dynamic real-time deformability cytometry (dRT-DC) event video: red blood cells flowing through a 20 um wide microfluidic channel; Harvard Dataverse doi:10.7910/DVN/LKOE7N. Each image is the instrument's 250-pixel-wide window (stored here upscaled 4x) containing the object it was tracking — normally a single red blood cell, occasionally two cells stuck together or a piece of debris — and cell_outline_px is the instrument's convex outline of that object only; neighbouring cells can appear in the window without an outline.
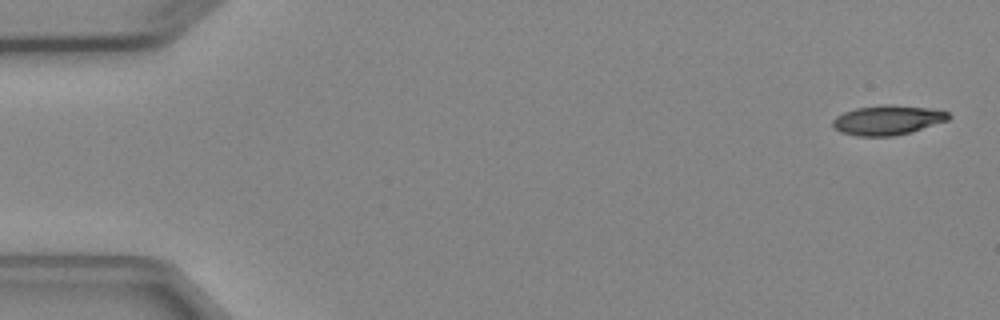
{"species": "Egyptian fruit bat (a non-hibernating species)", "species_latin": "Rousettus aegyptiacus", "temperature_condition": "cold", "stored_images_in_passage": 7, "camera_frame_rate_fps": 3000, "um_per_image_px": 0.085, "animal": {"sex": "female"}, "frame": {"image": 1, "passage_image": 1, "time_ms": 0.0, "image_size_px": [1000, 320], "cell_outline_px": [[952, 116], [948, 120], [912, 132], [892, 136], [856, 136], [840, 132], [832, 128], [832, 120], [836, 116], [844, 112], [856, 108], [880, 104], [892, 104], [932, 108], [948, 112]], "centroid_in_image_um": [75.43, 10.2], "position_along_channel_um": 9.6, "area_um2": 20.35}}
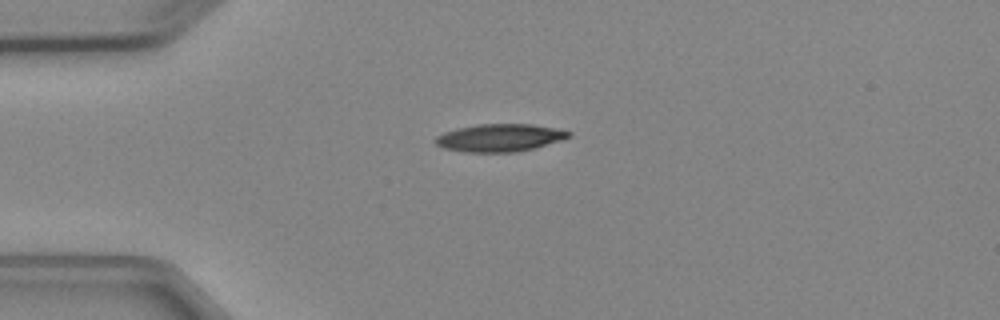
{"frame": {"image": 2, "passage_image": 4, "time_ms": 3.667, "image_size_px": [1000, 320], "cell_outline_px": [[572, 136], [560, 140], [532, 148], [516, 152], [464, 152], [444, 148], [436, 144], [432, 140], [436, 136], [444, 132], [456, 128], [480, 124], [532, 124], [556, 128], [572, 132]], "centroid_in_image_um": [42.44, 11.7], "position_along_channel_um": 42.6, "area_um2": 21.44}}